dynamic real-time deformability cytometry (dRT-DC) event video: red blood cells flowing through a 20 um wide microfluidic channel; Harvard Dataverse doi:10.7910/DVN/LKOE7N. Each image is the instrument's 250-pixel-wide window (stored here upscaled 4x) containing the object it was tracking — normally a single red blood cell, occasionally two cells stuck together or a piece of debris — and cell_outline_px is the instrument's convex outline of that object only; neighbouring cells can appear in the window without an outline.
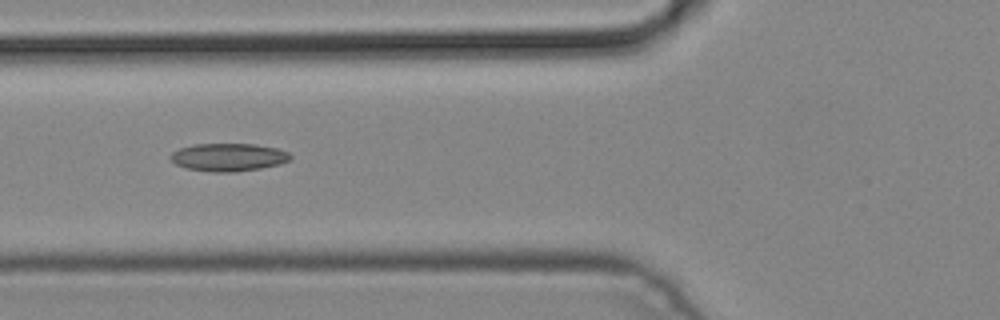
{"species": "common noctule bat (a hibernating species)", "species_latin": "Nyctalus noctula", "temperature_condition": "cold", "stored_images_in_passage": 2, "camera_frame_rate_fps": 3000, "um_per_image_px": 0.085, "animal": {"sex": "male", "body_mass_g": 19.2, "forearm_length_mm": 51.8}, "frame": {"image": 1, "passage_image": 2, "time_ms": 0.333, "image_size_px": [1000, 320], "cell_outline_px": [[292, 156], [288, 160], [280, 164], [260, 168], [236, 172], [212, 172], [184, 168], [176, 164], [168, 156], [172, 152], [180, 148], [196, 144], [256, 144], [276, 148], [288, 152]], "centroid_in_image_um": [19.39, 13.36], "position_along_channel_um": 106.4, "area_um2": 19.48}}